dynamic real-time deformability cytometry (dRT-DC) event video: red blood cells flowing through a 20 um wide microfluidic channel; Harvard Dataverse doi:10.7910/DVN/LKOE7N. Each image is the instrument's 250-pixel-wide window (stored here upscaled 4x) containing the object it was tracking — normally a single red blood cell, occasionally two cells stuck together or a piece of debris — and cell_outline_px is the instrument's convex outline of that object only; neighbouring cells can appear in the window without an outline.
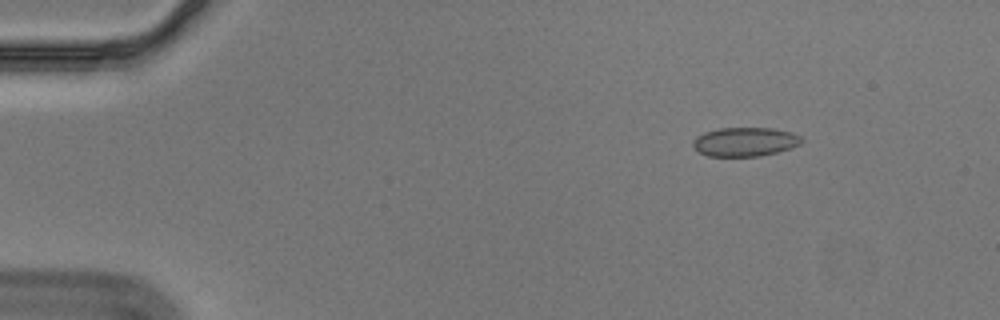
{"species": "Egyptian fruit bat (a non-hibernating species)", "species_latin": "Rousettus aegyptiacus", "temperature_condition": "cold", "stored_images_in_passage": 57, "camera_frame_rate_fps": 3000, "um_per_image_px": 0.085, "animal": {"sex": "male"}, "frame": {"image": 1, "passage_image": 8, "time_ms": 2.333, "image_size_px": [1000, 320], "cell_outline_px": [[804, 140], [800, 144], [792, 148], [760, 156], [708, 156], [700, 152], [692, 144], [692, 140], [696, 136], [704, 132], [720, 128], [772, 128], [792, 132], [800, 136]], "centroid_in_image_um": [63.34, 12.05], "position_along_channel_um": 21.7, "area_um2": 18.38}}
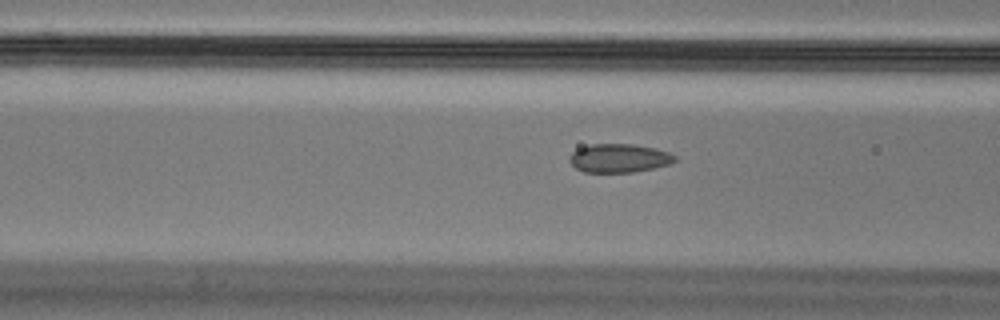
{"frame": {"image": 2, "passage_image": 23, "time_ms": 7.333, "image_size_px": [1000, 320], "cell_outline_px": [[676, 160], [672, 164], [632, 172], [584, 172], [576, 168], [568, 160], [568, 156], [572, 152], [580, 148], [592, 144], [632, 144], [656, 148], [668, 152], [676, 156]], "centroid_in_image_um": [52.63, 13.44], "position_along_channel_um": 114.0, "area_um2": 17.57}}
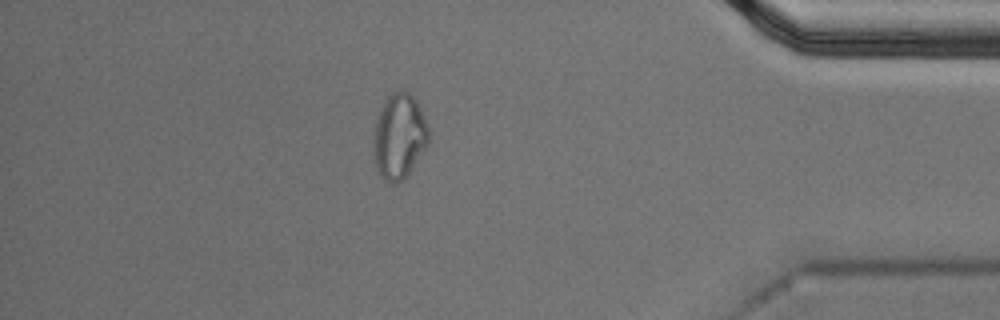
{"frame": {"image": 3, "passage_image": 50, "time_ms": 16.333, "image_size_px": [1000, 320], "cell_outline_px": [[428, 144], [404, 180], [396, 184], [392, 184], [384, 180], [376, 164], [376, 120], [388, 96], [392, 92], [400, 88], [408, 92], [416, 100], [428, 124]], "centroid_in_image_um": [33.99, 11.57], "position_along_channel_um": 401.2, "area_um2": 26.65}, "authors_computed_cell_mechanics": {"area_um2": 18.1492, "velocity_mm_per_s": 3.5633, "shape_relaxation_time_tau1_ms": null, "shape_relaxation_time_tau2_ms": 2.6513, "deformation_change_tau1": null, "deformation_change_tau2": 0.0645}}